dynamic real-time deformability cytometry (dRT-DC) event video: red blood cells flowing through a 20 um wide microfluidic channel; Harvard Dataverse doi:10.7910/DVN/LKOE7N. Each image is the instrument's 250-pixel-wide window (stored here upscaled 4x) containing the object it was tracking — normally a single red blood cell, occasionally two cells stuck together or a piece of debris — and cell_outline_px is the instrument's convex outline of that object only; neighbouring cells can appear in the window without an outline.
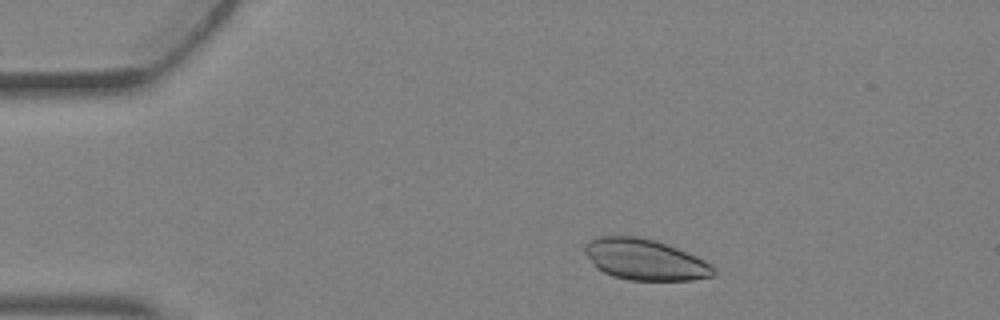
{"species": "Egyptian fruit bat (a non-hibernating species)", "species_latin": "Rousettus aegyptiacus", "temperature_condition": "warm", "stored_images_in_passage": 4, "camera_frame_rate_fps": 3000, "um_per_image_px": 0.085, "animal": {"sex": "female"}, "frame": {"image": 1, "passage_image": 2, "time_ms": 0.333, "image_size_px": [1000, 320], "cell_outline_px": [[716, 272], [712, 276], [692, 280], [628, 280], [612, 276], [596, 268], [584, 252], [584, 244], [588, 240], [600, 236], [636, 236], [652, 240], [676, 248], [696, 256], [704, 260]], "centroid_in_image_um": [54.76, 22.07], "position_along_channel_um": 30.2, "area_um2": 30.46}}